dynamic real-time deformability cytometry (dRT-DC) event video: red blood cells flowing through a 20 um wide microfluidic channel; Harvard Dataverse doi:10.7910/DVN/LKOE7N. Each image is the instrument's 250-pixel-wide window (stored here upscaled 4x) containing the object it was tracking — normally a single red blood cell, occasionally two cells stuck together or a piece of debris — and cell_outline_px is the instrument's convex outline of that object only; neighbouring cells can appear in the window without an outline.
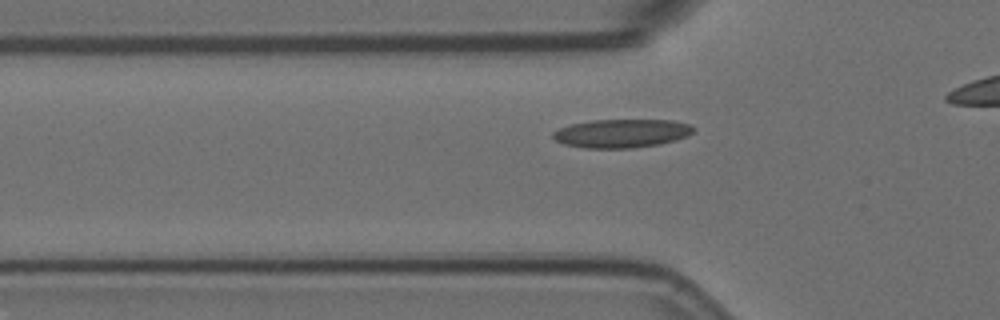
{"species": "Egyptian fruit bat (a non-hibernating species)", "species_latin": "Rousettus aegyptiacus", "temperature_condition": "room temperature", "stored_images_in_passage": 40, "camera_frame_rate_fps": 3000, "um_per_image_px": 0.085, "animal": {"sex": "female"}, "frame": {"image": 1, "passage_image": 12, "time_ms": 3.667, "image_size_px": [1000, 320], "cell_outline_px": [[696, 128], [688, 136], [676, 140], [660, 144], [632, 148], [584, 148], [564, 144], [556, 140], [552, 136], [552, 132], [560, 128], [572, 124], [592, 120], [672, 120], [692, 124]], "centroid_in_image_um": [52.88, 11.33], "position_along_channel_um": 72.9, "area_um2": 23.47}}
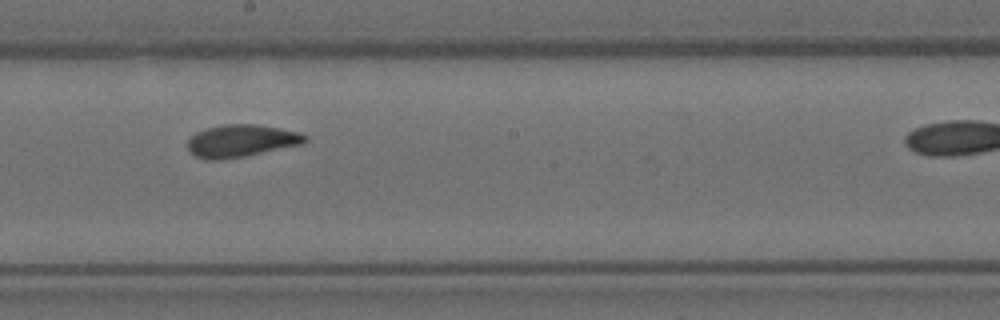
{"frame": {"image": 2, "passage_image": 25, "time_ms": 8.0, "image_size_px": [1000, 320], "cell_outline_px": [[308, 140], [304, 144], [244, 156], [220, 160], [208, 160], [196, 156], [188, 148], [188, 140], [196, 132], [204, 128], [224, 124], [256, 124], [280, 128], [300, 132], [308, 136]], "centroid_in_image_um": [20.54, 11.96], "position_along_channel_um": 227.7, "area_um2": 22.25}}
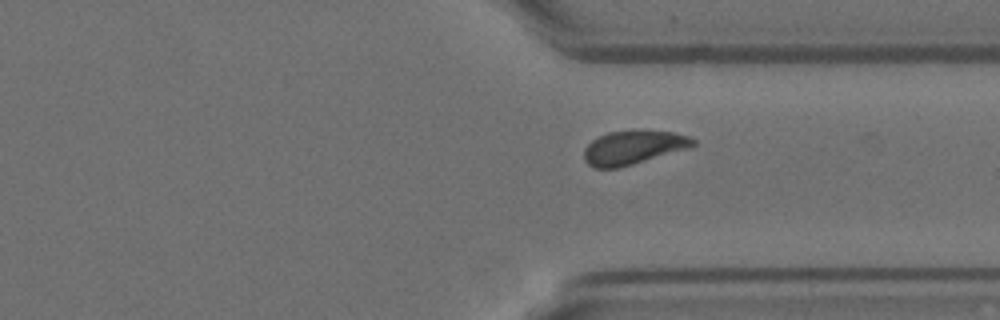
{"frame": {"image": 3, "passage_image": 36, "time_ms": 11.667, "image_size_px": [1000, 320], "cell_outline_px": [[696, 144], [692, 148], [620, 168], [596, 168], [588, 164], [584, 160], [584, 148], [592, 140], [608, 132], [632, 128], [640, 128], [672, 132], [692, 136], [696, 140]], "centroid_in_image_um": [53.9, 12.5], "position_along_channel_um": 357.5, "area_um2": 22.43}}